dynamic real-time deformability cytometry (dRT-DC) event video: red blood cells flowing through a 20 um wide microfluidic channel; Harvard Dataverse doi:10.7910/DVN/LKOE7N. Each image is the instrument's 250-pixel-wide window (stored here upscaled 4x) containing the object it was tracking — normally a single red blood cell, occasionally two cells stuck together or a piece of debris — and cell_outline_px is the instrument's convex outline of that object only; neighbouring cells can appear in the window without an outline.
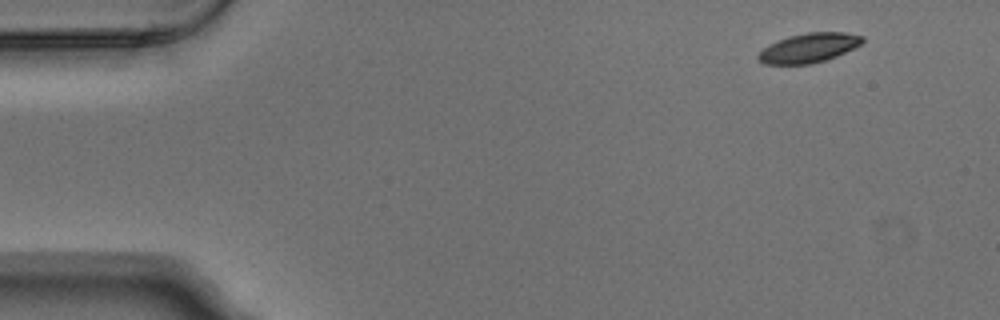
{"species": "Egyptian fruit bat (a non-hibernating species)", "species_latin": "Rousettus aegyptiacus", "temperature_condition": "warm", "stored_images_in_passage": 4, "camera_frame_rate_fps": 3000, "um_per_image_px": 0.085, "animal": {"sex": "male"}, "frame": {"image": 1, "passage_image": 1, "time_ms": 0.0, "image_size_px": [1000, 320], "cell_outline_px": [[864, 40], [860, 44], [836, 56], [812, 64], [764, 64], [756, 56], [764, 48], [788, 36], [808, 32], [844, 32], [864, 36]], "centroid_in_image_um": [68.76, 4.07], "position_along_channel_um": 16.2, "area_um2": 17.51}}
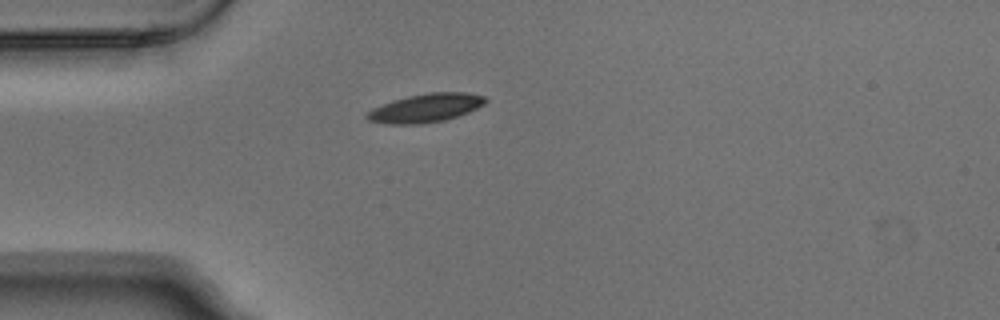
{"frame": {"image": 2, "passage_image": 4, "time_ms": 1.0, "image_size_px": [1000, 320], "cell_outline_px": [[488, 100], [484, 104], [468, 112], [444, 120], [420, 124], [388, 124], [368, 120], [364, 116], [372, 108], [392, 100], [408, 96], [428, 92], [468, 92], [484, 96]], "centroid_in_image_um": [36.17, 9.17], "position_along_channel_um": 48.8, "area_um2": 19.71}}